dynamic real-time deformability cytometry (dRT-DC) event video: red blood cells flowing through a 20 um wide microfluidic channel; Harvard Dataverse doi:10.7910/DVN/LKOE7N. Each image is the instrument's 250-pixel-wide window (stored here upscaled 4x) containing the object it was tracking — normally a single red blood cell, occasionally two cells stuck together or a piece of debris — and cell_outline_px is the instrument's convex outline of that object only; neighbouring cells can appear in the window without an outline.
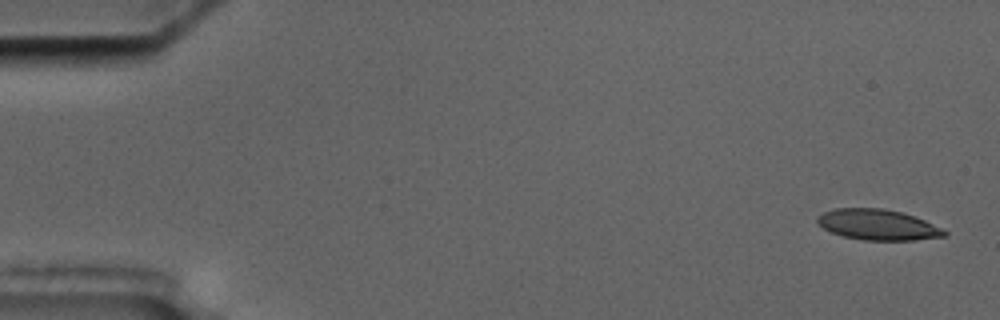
{"species": "common noctule bat (a hibernating species)", "species_latin": "Nyctalus noctula", "temperature_condition": "cold", "stored_images_in_passage": 5, "camera_frame_rate_fps": 3000, "um_per_image_px": 0.085, "animal": {"sex": "male", "body_mass_g": 17.5, "forearm_length_mm": 52.3}, "frame": {"image": 1, "passage_image": 1, "time_ms": 0.0, "image_size_px": [1000, 320], "cell_outline_px": [[948, 236], [912, 240], [864, 240], [844, 236], [832, 232], [824, 228], [816, 220], [816, 216], [824, 212], [836, 208], [884, 208], [900, 212], [924, 220], [948, 232]], "centroid_in_image_um": [74.61, 19.1], "position_along_channel_um": 10.4, "area_um2": 22.43}}
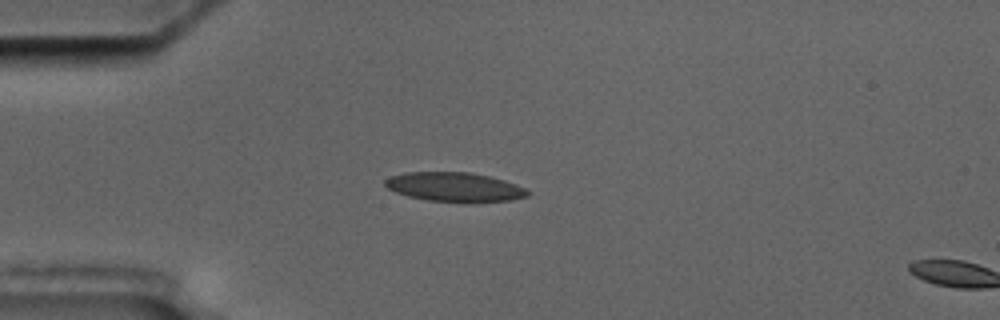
{"frame": {"image": 2, "passage_image": 4, "time_ms": 4.333, "image_size_px": [1000, 320], "cell_outline_px": [[532, 192], [528, 196], [512, 200], [468, 204], [428, 200], [408, 196], [396, 192], [388, 188], [384, 184], [384, 180], [392, 176], [408, 172], [472, 172], [504, 180], [524, 188]], "centroid_in_image_um": [38.69, 15.92], "position_along_channel_um": 46.3, "area_um2": 24.68}}